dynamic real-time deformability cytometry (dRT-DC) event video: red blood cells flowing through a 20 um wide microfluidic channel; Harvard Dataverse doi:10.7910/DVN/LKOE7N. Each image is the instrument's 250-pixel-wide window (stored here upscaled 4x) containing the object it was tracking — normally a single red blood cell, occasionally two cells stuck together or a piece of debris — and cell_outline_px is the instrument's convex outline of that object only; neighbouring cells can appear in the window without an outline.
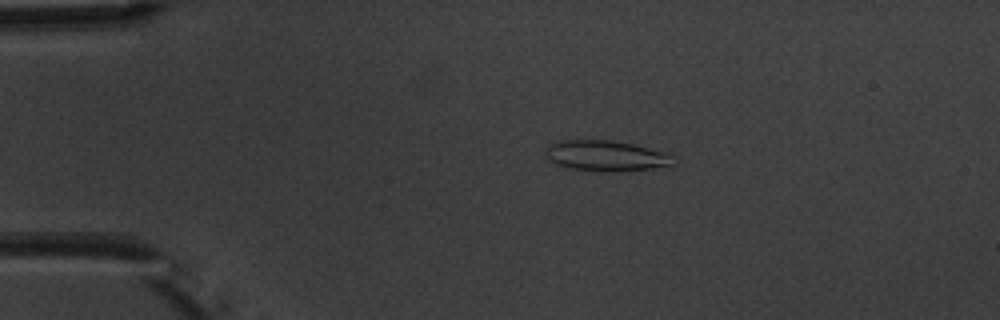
{"species": "common noctule bat (a hibernating species)", "species_latin": "Nyctalus noctula", "temperature_condition": "warm", "stored_images_in_passage": 5, "camera_frame_rate_fps": 3000, "um_per_image_px": 0.085, "animal": {"sex": "male", "body_mass_g": 20.1, "forearm_length_mm": 53.5}, "frame": {"image": 1, "passage_image": 3, "time_ms": 2.333, "image_size_px": [1000, 320], "cell_outline_px": [[672, 164], [652, 168], [564, 168], [548, 160], [548, 148], [556, 140], [612, 140], [632, 144], [668, 152], [672, 156]], "centroid_in_image_um": [51.47, 13.17], "position_along_channel_um": 33.5, "area_um2": 21.33}}
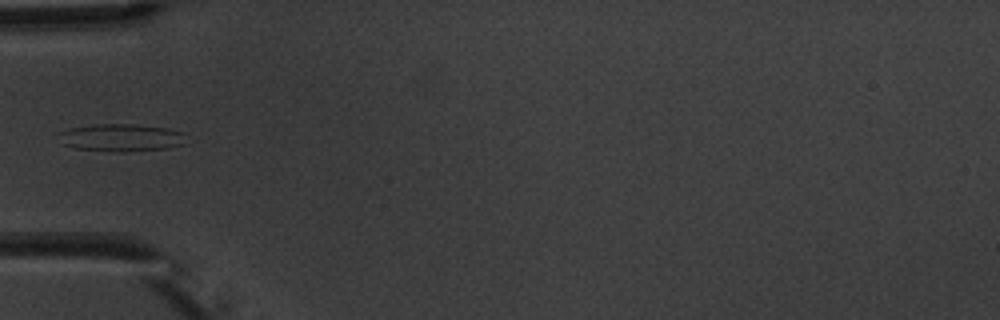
{"frame": {"image": 2, "passage_image": 5, "time_ms": 4.667, "image_size_px": [1000, 320], "cell_outline_px": [[184, 144], [168, 148], [124, 152], [116, 152], [76, 148], [64, 144], [60, 132], [68, 128], [96, 124], [132, 124], [168, 128], [180, 132]], "centroid_in_image_um": [10.29, 11.7], "position_along_channel_um": 74.7, "area_um2": 20.06}}